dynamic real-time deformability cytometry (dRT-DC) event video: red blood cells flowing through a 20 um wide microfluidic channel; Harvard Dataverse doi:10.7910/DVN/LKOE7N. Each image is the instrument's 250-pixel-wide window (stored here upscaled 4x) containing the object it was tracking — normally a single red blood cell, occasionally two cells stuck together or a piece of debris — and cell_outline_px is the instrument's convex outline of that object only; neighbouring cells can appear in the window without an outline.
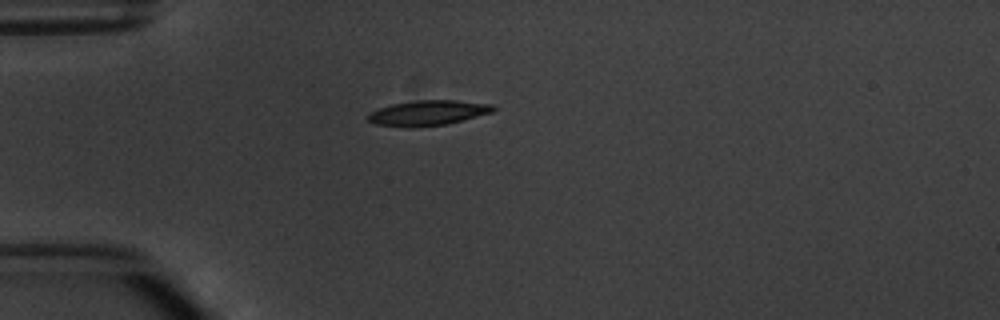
{"species": "common noctule bat (a hibernating species)", "species_latin": "Nyctalus noctula", "temperature_condition": "warm", "stored_images_in_passage": 4, "camera_frame_rate_fps": 3000, "um_per_image_px": 0.085, "animal": {"sex": "male", "body_mass_g": 20.1, "forearm_length_mm": 53.5}, "frame": {"image": 1, "passage_image": 4, "time_ms": 3.667, "image_size_px": [1000, 320], "cell_outline_px": [[496, 108], [492, 112], [448, 124], [408, 128], [376, 124], [368, 120], [364, 116], [368, 112], [392, 104], [416, 100], [456, 100], [492, 104]], "centroid_in_image_um": [36.33, 9.6], "position_along_channel_um": 48.7, "area_um2": 18.5}}